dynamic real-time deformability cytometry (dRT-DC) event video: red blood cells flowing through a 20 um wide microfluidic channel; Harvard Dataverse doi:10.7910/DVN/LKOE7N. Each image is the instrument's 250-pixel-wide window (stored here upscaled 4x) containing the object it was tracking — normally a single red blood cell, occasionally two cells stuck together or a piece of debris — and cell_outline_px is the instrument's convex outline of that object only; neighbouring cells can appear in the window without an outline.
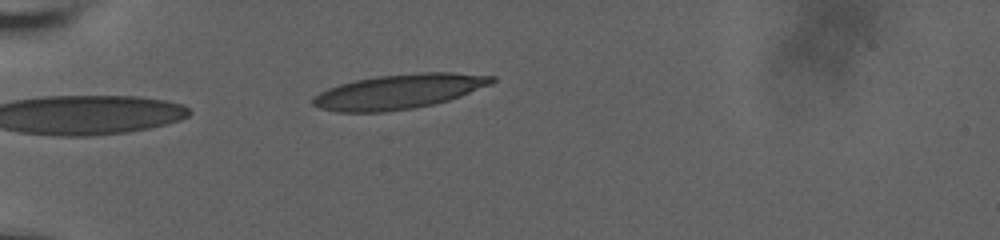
{"species": "human", "species_latin": "Homo sapiens", "temperature_condition": "room temperature", "stored_images_in_passage": 13, "camera_frame_rate_fps": 3000, "um_per_image_px": 0.085, "donor": {"sex": "male"}, "frame": {"image": 1, "passage_image": 5, "time_ms": 4.333, "image_size_px": [1000, 240], "cell_outline_px": [[496, 80], [492, 84], [460, 96], [448, 100], [432, 104], [412, 108], [384, 112], [336, 112], [320, 108], [312, 104], [312, 96], [328, 88], [340, 84], [356, 80], [376, 76], [424, 72], [452, 72], [496, 76]], "centroid_in_image_um": [33.91, 7.78], "position_along_channel_um": 51.1, "area_um2": 36.13}}
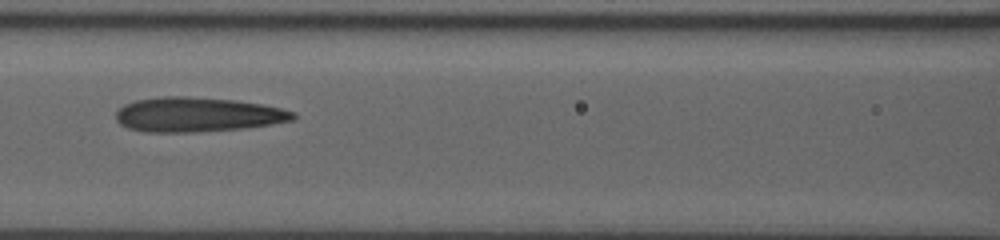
{"frame": {"image": 2, "passage_image": 8, "time_ms": 7.667, "image_size_px": [1000, 240], "cell_outline_px": [[296, 116], [292, 120], [272, 124], [240, 128], [196, 132], [144, 132], [128, 128], [120, 124], [116, 120], [116, 112], [124, 104], [136, 100], [164, 96], [188, 96], [232, 100], [264, 104], [296, 112]], "centroid_in_image_um": [16.76, 9.74], "position_along_channel_um": 149.8, "area_um2": 35.66}}
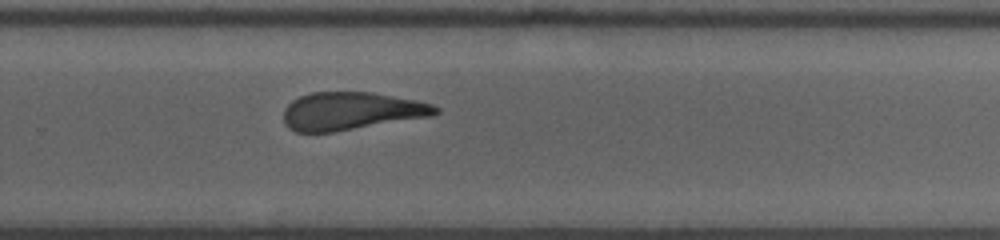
{"frame": {"image": 3, "passage_image": 13, "time_ms": 11.667, "image_size_px": [1000, 240], "cell_outline_px": [[440, 112], [432, 116], [332, 132], [296, 132], [288, 128], [284, 124], [284, 108], [292, 100], [300, 96], [312, 92], [372, 92], [416, 100], [432, 104], [440, 108]], "centroid_in_image_um": [29.84, 9.44], "position_along_channel_um": 300.0, "area_um2": 33.52}}